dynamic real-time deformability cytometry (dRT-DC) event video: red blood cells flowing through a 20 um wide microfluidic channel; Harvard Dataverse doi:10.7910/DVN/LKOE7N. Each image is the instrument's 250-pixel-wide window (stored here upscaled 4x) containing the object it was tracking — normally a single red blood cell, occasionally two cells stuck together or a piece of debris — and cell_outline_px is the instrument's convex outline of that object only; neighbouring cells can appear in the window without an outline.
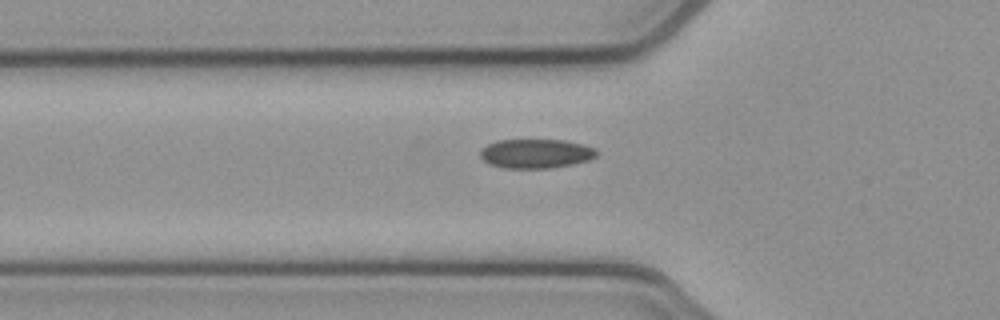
{"species": "common noctule bat (a hibernating species)", "species_latin": "Nyctalus noctula", "temperature_condition": "cold", "stored_images_in_passage": 38, "camera_frame_rate_fps": 3000, "um_per_image_px": 0.085, "animal": {"sex": "female", "body_mass_g": 21.9}, "frame": {"image": 1, "passage_image": 7, "time_ms": 2.0, "image_size_px": [1000, 320], "cell_outline_px": [[596, 156], [588, 160], [572, 164], [548, 168], [504, 168], [488, 164], [480, 156], [480, 152], [488, 144], [500, 140], [564, 140], [596, 148]], "centroid_in_image_um": [45.53, 13.06], "position_along_channel_um": 80.3, "area_um2": 19.59}}
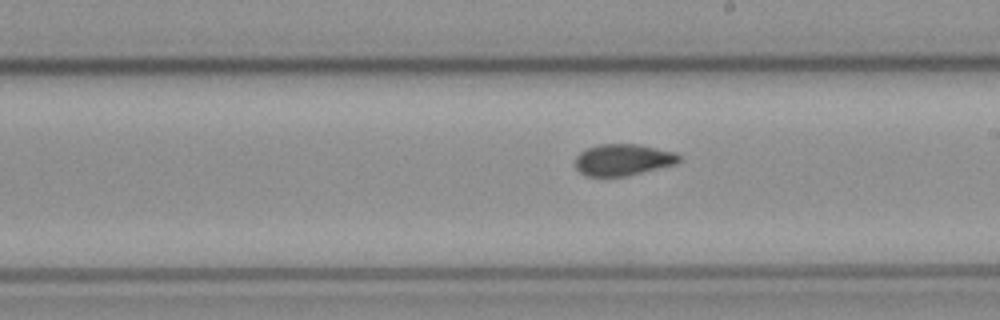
{"frame": {"image": 2, "passage_image": 19, "time_ms": 6.0, "image_size_px": [1000, 320], "cell_outline_px": [[680, 160], [676, 164], [628, 176], [588, 176], [580, 172], [576, 168], [576, 156], [580, 152], [588, 148], [600, 144], [640, 144], [676, 152], [680, 156]], "centroid_in_image_um": [52.99, 13.58], "position_along_channel_um": 236.0, "area_um2": 19.13}}
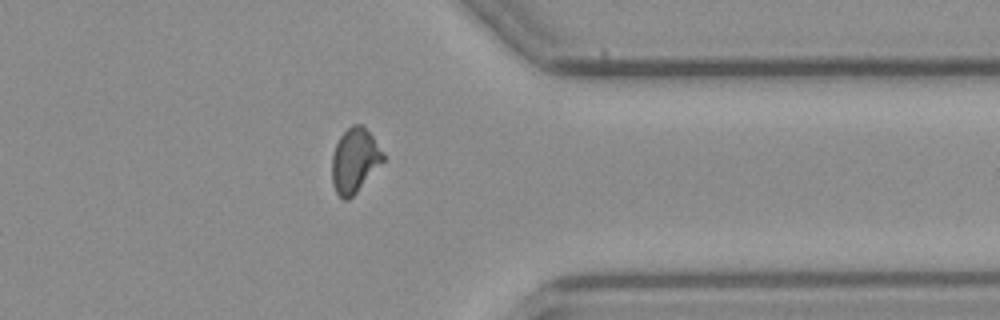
{"frame": {"image": 3, "passage_image": 31, "time_ms": 10.0, "image_size_px": [1000, 320], "cell_outline_px": [[384, 160], [356, 192], [348, 200], [344, 200], [336, 192], [332, 184], [332, 156], [336, 144], [340, 136], [352, 124], [360, 124], [372, 136], [384, 152]], "centroid_in_image_um": [30.13, 13.64], "position_along_channel_um": 381.3, "area_um2": 18.9}, "authors_computed_cell_mechanics": {"area_um2": 19.4497, "velocity_mm_per_s": 3.8591, "shape_relaxation_time_tau1_ms": 7.5153, "shape_relaxation_time_tau2_ms": 1.1872, "deformation_change_tau1": 0.1329, "deformation_change_tau2": 0.0446}}